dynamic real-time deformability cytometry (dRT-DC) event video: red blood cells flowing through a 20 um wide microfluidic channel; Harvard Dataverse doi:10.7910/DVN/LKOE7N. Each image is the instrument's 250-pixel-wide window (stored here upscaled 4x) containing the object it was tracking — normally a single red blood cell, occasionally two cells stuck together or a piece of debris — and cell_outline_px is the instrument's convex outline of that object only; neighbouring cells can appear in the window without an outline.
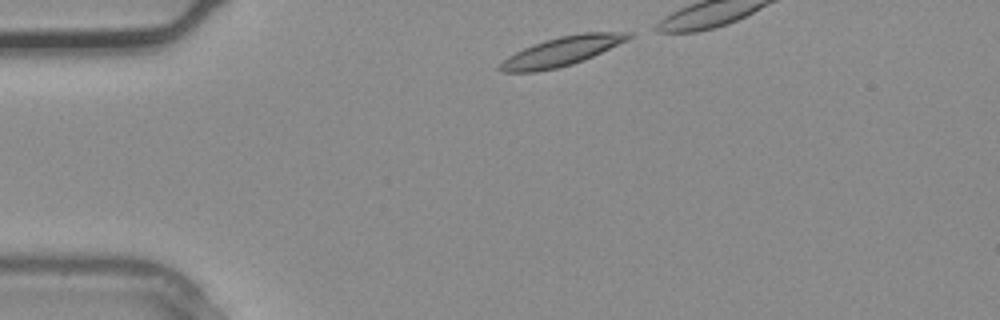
{"species": "common noctule bat (a hibernating species)", "species_latin": "Nyctalus noctula", "temperature_condition": "warm", "stored_images_in_passage": 4, "segment_of_instrument_passage": [2, 2], "camera_frame_rate_fps": 3000, "um_per_image_px": 0.085, "animal": {"sex": "male", "body_mass_g": 20.4}, "frame": {"image": 1, "passage_image": 4, "time_ms": 1.0, "image_size_px": [1000, 320], "cell_outline_px": [[636, 32], [628, 40], [584, 60], [572, 64], [556, 68], [536, 72], [500, 72], [496, 68], [508, 56], [524, 48], [560, 36], [584, 32]], "centroid_in_image_um": [47.77, 4.37], "position_along_channel_um": 37.2, "area_um2": 21.62}}